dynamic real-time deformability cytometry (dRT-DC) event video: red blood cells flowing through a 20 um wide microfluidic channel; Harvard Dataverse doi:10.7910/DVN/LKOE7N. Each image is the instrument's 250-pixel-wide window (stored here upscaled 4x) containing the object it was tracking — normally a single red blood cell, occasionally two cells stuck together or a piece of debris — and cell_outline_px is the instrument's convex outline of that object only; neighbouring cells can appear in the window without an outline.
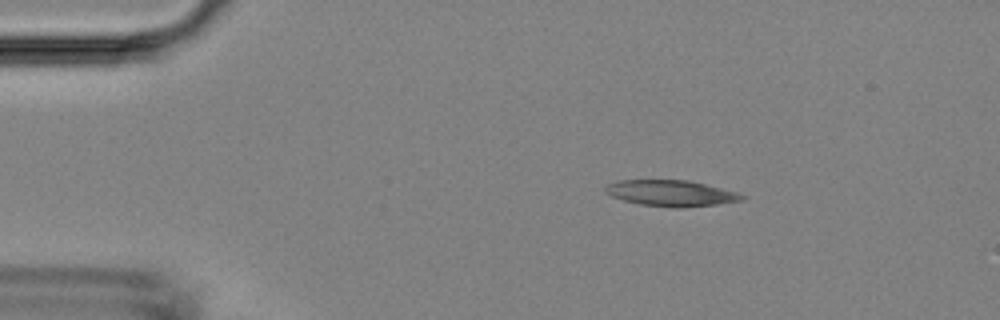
{"species": "Egyptian fruit bat (a non-hibernating species)", "species_latin": "Rousettus aegyptiacus", "temperature_condition": "room temperature", "stored_images_in_passage": 42, "camera_frame_rate_fps": 3000, "um_per_image_px": 0.085, "animal": {"sex": "female"}, "frame": {"image": 1, "passage_image": 1, "time_ms": 0.0, "image_size_px": [1000, 320], "cell_outline_px": [[748, 196], [744, 200], [716, 204], [680, 208], [672, 208], [640, 204], [624, 200], [612, 196], [604, 192], [604, 188], [608, 184], [616, 180], [688, 180], [736, 192]], "centroid_in_image_um": [57.03, 16.42], "position_along_channel_um": 28.0, "area_um2": 20.69}}
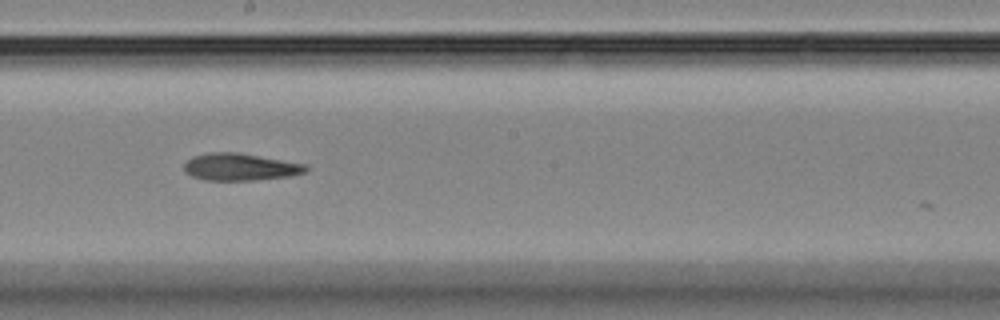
{"frame": {"image": 2, "passage_image": 20, "time_ms": 6.333, "image_size_px": [1000, 320], "cell_outline_px": [[308, 168], [304, 172], [292, 176], [256, 180], [204, 180], [192, 176], [184, 172], [184, 164], [192, 156], [208, 152], [240, 152], [308, 164]], "centroid_in_image_um": [20.43, 14.18], "position_along_channel_um": 227.8, "area_um2": 19.59}}
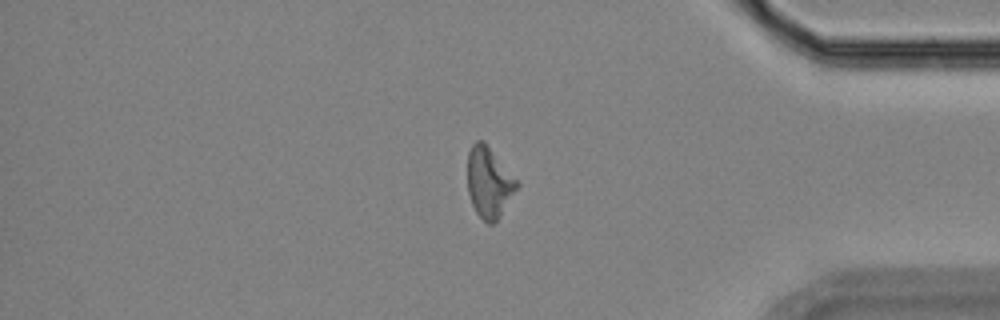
{"frame": {"image": 3, "passage_image": 34, "time_ms": 11.0, "image_size_px": [1000, 320], "cell_outline_px": [[520, 184], [500, 216], [492, 224], [488, 224], [476, 212], [472, 204], [468, 192], [468, 152], [472, 144], [476, 140], [484, 140]], "centroid_in_image_um": [41.56, 15.48], "position_along_channel_um": 393.6, "area_um2": 20.11}}